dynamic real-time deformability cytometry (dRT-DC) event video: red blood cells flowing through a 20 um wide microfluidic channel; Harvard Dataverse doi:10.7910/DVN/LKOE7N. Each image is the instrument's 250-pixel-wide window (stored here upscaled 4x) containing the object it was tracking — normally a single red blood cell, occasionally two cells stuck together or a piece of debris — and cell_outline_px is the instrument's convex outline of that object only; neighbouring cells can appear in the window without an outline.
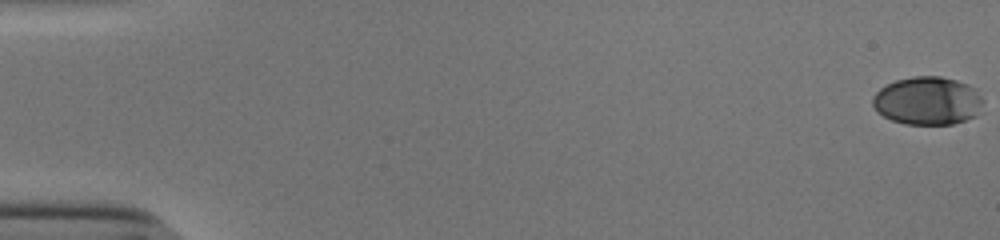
{"species": "human", "species_latin": "Homo sapiens", "temperature_condition": "cold", "stored_images_in_passage": 55, "camera_frame_rate_fps": 3000, "um_per_image_px": 0.085, "donor": {"sex": "male"}, "frame": {"image": 1, "passage_image": 1, "time_ms": 0.0, "image_size_px": [1000, 240], "cell_outline_px": [[984, 112], [976, 116], [952, 124], [904, 124], [892, 120], [876, 112], [872, 104], [872, 96], [880, 88], [896, 80], [912, 76], [940, 76], [956, 80], [968, 84], [976, 88], [984, 100]], "centroid_in_image_um": [78.89, 8.57], "position_along_channel_um": 6.1, "area_um2": 31.56}}
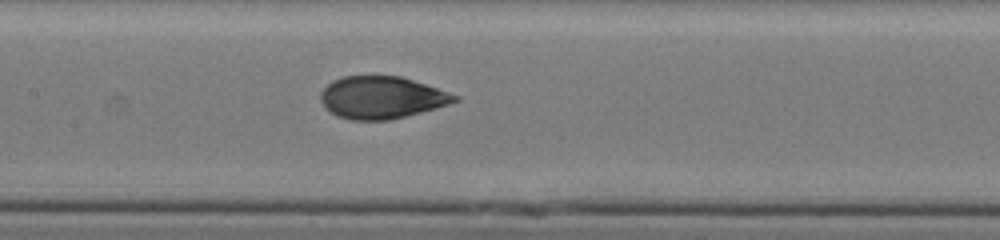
{"frame": {"image": 2, "passage_image": 28, "time_ms": 9.0, "image_size_px": [1000, 240], "cell_outline_px": [[460, 100], [436, 108], [388, 120], [352, 120], [336, 116], [324, 108], [320, 100], [320, 92], [332, 80], [344, 76], [400, 76], [460, 96]], "centroid_in_image_um": [32.4, 8.29], "position_along_channel_um": 175.0, "area_um2": 32.89}}
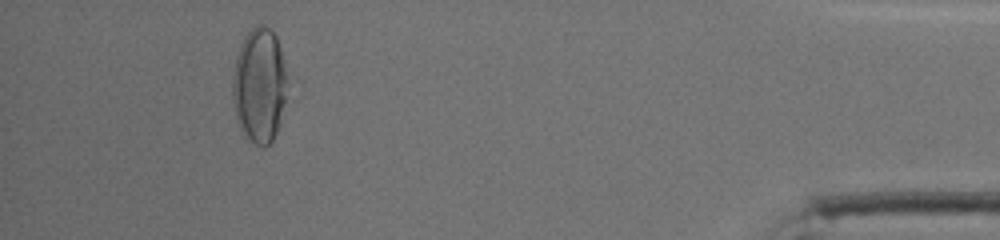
{"frame": {"image": 3, "passage_image": 51, "time_ms": 16.667, "image_size_px": [1000, 240], "cell_outline_px": [[284, 100], [280, 120], [276, 132], [272, 140], [264, 148], [248, 140], [240, 132], [236, 120], [232, 100], [232, 76], [236, 56], [240, 44], [244, 36], [256, 24], [264, 24], [276, 36], [280, 48], [284, 64]], "centroid_in_image_um": [21.98, 7.27], "position_along_channel_um": 413.2, "area_um2": 36.47}, "authors_computed_cell_mechanics": {"area_um2": 33.4084, "velocity_mm_per_s": 3.8492, "shape_relaxation_time_tau1_ms": 5.2014, "shape_relaxation_time_tau2_ms": 0.9038, "deformation_change_tau1": 0.1805, "deformation_change_tau2": 0.05}}